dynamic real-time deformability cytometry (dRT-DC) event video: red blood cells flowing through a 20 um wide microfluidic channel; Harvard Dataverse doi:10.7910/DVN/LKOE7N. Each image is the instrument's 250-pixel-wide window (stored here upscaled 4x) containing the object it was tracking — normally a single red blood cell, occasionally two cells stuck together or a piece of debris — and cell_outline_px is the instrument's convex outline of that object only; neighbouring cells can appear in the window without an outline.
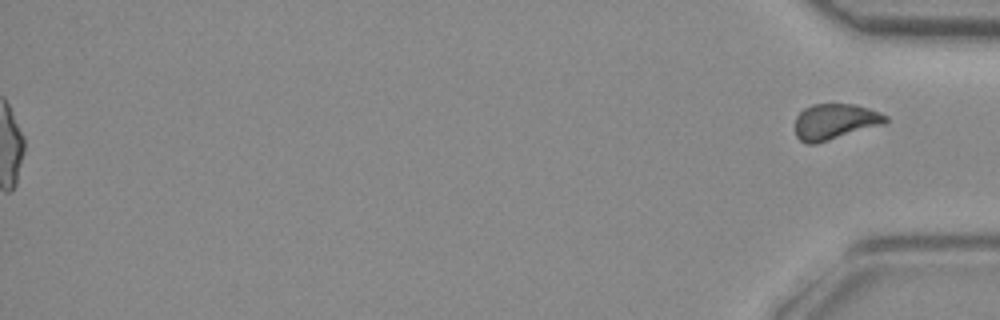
{"species": "common noctule bat (a hibernating species)", "species_latin": "Nyctalus noctula", "temperature_condition": "room temperature", "stored_images_in_passage": 40, "segment_of_instrument_passage": [2, 2], "camera_frame_rate_fps": 3000, "um_per_image_px": 0.085, "animal": {"sex": "female", "body_mass_g": 29.2, "forearm_length_mm": 56.3}, "frame": {"image": 1, "passage_image": 40, "time_ms": 13.0, "image_size_px": [1000, 320], "cell_outline_px": [[888, 120], [884, 124], [816, 144], [808, 144], [800, 140], [796, 136], [796, 116], [804, 108], [812, 104], [856, 104], [880, 112], [888, 116]], "centroid_in_image_um": [70.98, 10.33], "position_along_channel_um": 364.2, "area_um2": 18.9}}